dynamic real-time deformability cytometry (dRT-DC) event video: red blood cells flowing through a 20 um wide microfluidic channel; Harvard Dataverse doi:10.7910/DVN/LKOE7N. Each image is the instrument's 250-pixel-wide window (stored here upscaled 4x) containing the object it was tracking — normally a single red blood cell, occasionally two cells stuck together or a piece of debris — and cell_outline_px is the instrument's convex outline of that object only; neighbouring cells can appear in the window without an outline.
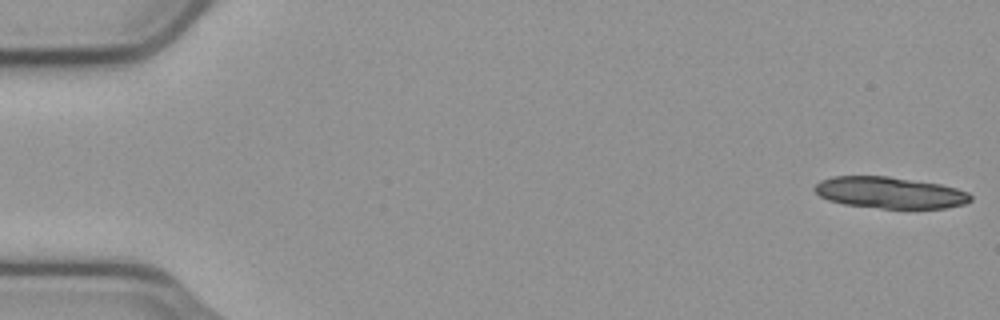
{"species": "common noctule bat (a hibernating species)", "species_latin": "Nyctalus noctula", "temperature_condition": "cold", "stored_images_in_passage": 15, "camera_frame_rate_fps": 3000, "um_per_image_px": 0.085, "animal": {"sex": "male", "body_mass_g": 23.1, "forearm_length_mm": 52.7}, "frame": {"image": 1, "passage_image": 1, "time_ms": 0.0, "image_size_px": [1000, 320], "cell_outline_px": [[972, 200], [964, 204], [944, 208], [880, 208], [844, 204], [828, 200], [820, 196], [812, 188], [820, 180], [832, 176], [888, 176], [940, 184], [956, 188], [968, 192], [972, 196]], "centroid_in_image_um": [75.62, 16.37], "position_along_channel_um": 9.4, "area_um2": 28.61}}